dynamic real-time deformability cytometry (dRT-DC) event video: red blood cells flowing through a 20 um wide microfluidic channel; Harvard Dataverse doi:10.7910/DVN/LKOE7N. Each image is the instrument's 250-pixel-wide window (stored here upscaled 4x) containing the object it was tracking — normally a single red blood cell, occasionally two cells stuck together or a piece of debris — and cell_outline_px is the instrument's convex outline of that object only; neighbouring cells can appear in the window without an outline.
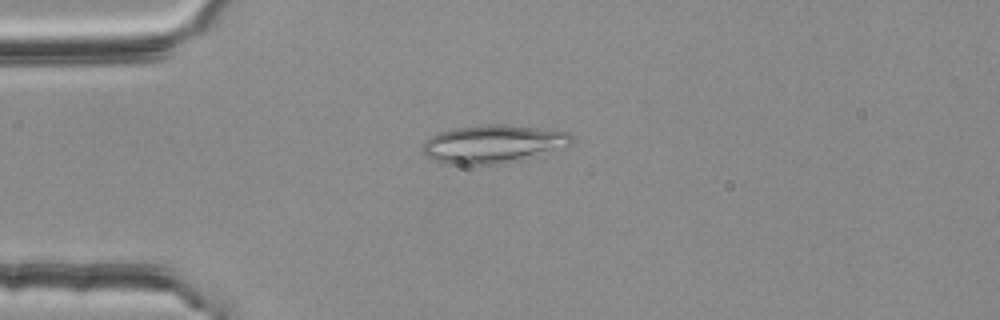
{"species": "common noctule bat (a hibernating species)", "species_latin": "Nyctalus noctula", "temperature_condition": "room temperature", "stored_images_in_passage": 37, "camera_frame_rate_fps": 3000, "um_per_image_px": 0.085, "animal": {"sex": "female", "body_mass_g": 25.1}, "frame": {"image": 1, "passage_image": 4, "time_ms": 1.0, "image_size_px": [1000, 320], "cell_outline_px": [[572, 144], [504, 164], [440, 164], [424, 156], [420, 148], [432, 136], [440, 132], [456, 128], [480, 124], [504, 124], [568, 132], [572, 136]], "centroid_in_image_um": [41.82, 12.24], "position_along_channel_um": 43.2, "area_um2": 32.89}}
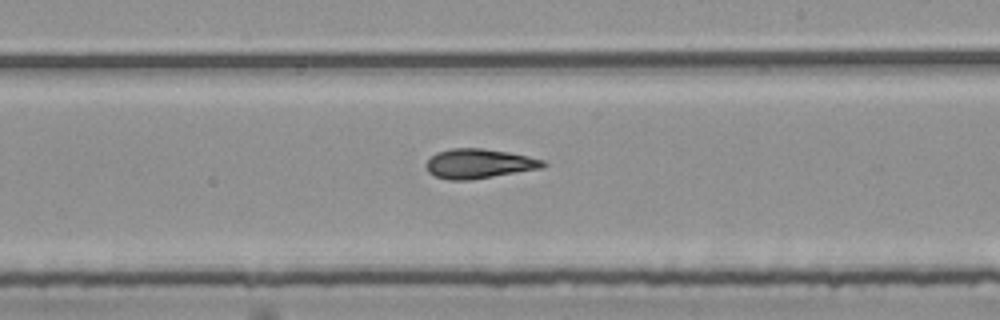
{"frame": {"image": 2, "passage_image": 22, "time_ms": 7.0, "image_size_px": [1000, 320], "cell_outline_px": [[548, 164], [544, 168], [468, 180], [448, 180], [436, 176], [428, 172], [424, 164], [436, 152], [452, 148], [480, 148], [508, 152], [528, 156], [544, 160]], "centroid_in_image_um": [40.72, 13.91], "position_along_channel_um": 248.3, "area_um2": 20.17}}
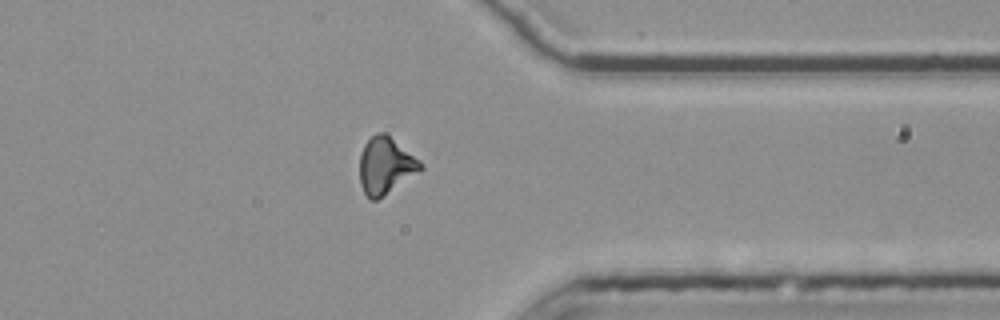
{"frame": {"image": 3, "passage_image": 33, "time_ms": 10.667, "image_size_px": [1000, 320], "cell_outline_px": [[424, 168], [420, 172], [376, 200], [372, 200], [364, 192], [360, 184], [360, 152], [364, 144], [376, 132], [384, 132], [420, 160], [424, 164]], "centroid_in_image_um": [32.78, 14.07], "position_along_channel_um": 378.6, "area_um2": 20.06}, "authors_computed_cell_mechanics": {"area_um2": 19.941, "velocity_mm_per_s": 3.7712, "shape_relaxation_time_tau1_ms": null, "shape_relaxation_time_tau2_ms": 4.7184, "deformation_change_tau1": null, "deformation_change_tau2": 0.1415}}